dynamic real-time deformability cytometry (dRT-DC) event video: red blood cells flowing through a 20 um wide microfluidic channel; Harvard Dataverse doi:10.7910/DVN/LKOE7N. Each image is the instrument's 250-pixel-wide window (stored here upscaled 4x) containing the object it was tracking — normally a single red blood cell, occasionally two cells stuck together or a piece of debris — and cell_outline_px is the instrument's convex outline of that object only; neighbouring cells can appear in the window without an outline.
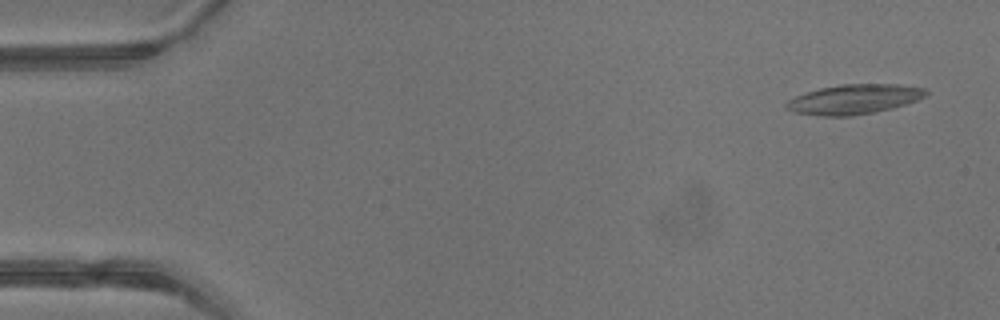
{"species": "common noctule bat (a hibernating species)", "species_latin": "Nyctalus noctula", "temperature_condition": "warm", "stored_images_in_passage": 4, "camera_frame_rate_fps": 3000, "um_per_image_px": 0.085, "animal": {"sex": "male", "body_mass_g": 13.3}, "frame": {"image": 1, "passage_image": 1, "time_ms": 0.0, "image_size_px": [1000, 320], "cell_outline_px": [[928, 92], [924, 96], [916, 100], [892, 108], [852, 116], [824, 116], [796, 112], [784, 108], [784, 104], [788, 100], [796, 96], [820, 88], [840, 84], [896, 84], [924, 88]], "centroid_in_image_um": [72.57, 8.43], "position_along_channel_um": 12.4, "area_um2": 23.87}}
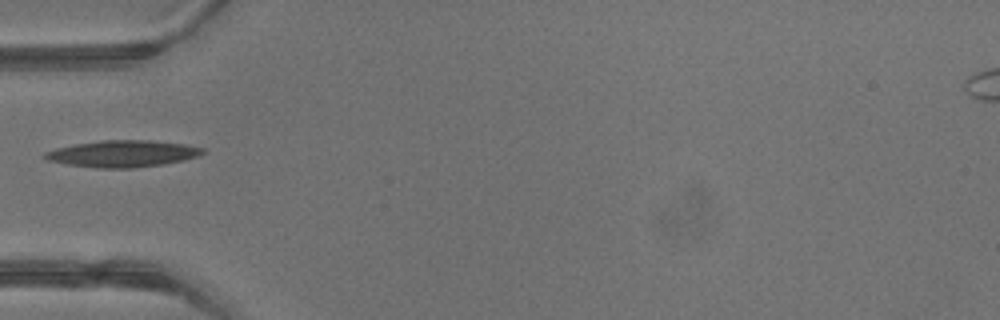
{"frame": {"image": 2, "passage_image": 4, "time_ms": 1.0, "image_size_px": [1000, 320], "cell_outline_px": [[204, 152], [200, 156], [184, 160], [164, 164], [132, 168], [96, 168], [68, 164], [48, 160], [40, 156], [44, 152], [56, 148], [76, 144], [100, 140], [152, 140], [184, 144], [204, 148]], "centroid_in_image_um": [10.43, 13.06], "position_along_channel_um": 74.6, "area_um2": 24.62}}